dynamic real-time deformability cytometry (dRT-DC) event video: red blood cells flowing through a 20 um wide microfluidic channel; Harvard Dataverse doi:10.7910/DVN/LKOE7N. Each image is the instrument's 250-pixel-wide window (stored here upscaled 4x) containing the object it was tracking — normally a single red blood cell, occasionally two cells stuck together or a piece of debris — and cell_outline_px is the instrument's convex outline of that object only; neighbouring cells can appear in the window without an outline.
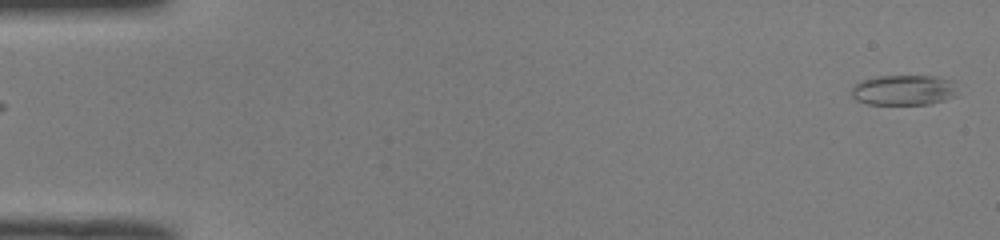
{"species": "common noctule bat (a hibernating species)", "species_latin": "Nyctalus noctula", "temperature_condition": "room temperature", "stored_images_in_passage": 51, "camera_frame_rate_fps": 3000, "um_per_image_px": 0.085, "animal": {"sex": "male", "body_mass_g": 19.0, "forearm_length_mm": 50.8}, "frame": {"image": 1, "passage_image": 1, "time_ms": 0.0, "image_size_px": [1000, 240], "cell_outline_px": [[956, 96], [932, 104], [868, 104], [856, 100], [852, 96], [852, 84], [860, 80], [876, 76], [936, 76], [952, 80]], "centroid_in_image_um": [76.77, 7.65], "position_along_channel_um": 8.2, "area_um2": 18.84}}
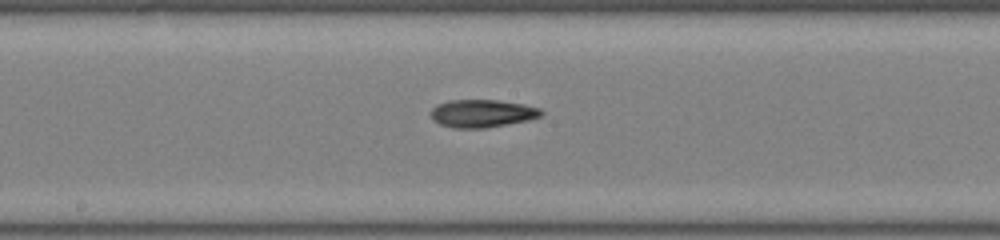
{"frame": {"image": 2, "passage_image": 27, "time_ms": 8.667, "image_size_px": [1000, 240], "cell_outline_px": [[544, 112], [540, 116], [528, 120], [484, 128], [452, 128], [440, 124], [432, 120], [432, 108], [436, 104], [448, 100], [496, 100], [524, 104], [540, 108]], "centroid_in_image_um": [40.96, 9.63], "position_along_channel_um": 207.2, "area_um2": 17.86}}
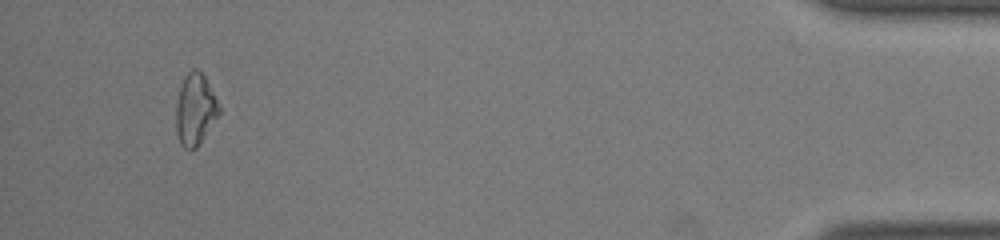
{"frame": {"image": 3, "passage_image": 48, "time_ms": 15.667, "image_size_px": [1000, 240], "cell_outline_px": [[220, 112], [196, 148], [184, 148], [180, 144], [176, 132], [176, 108], [180, 88], [184, 76], [192, 68], [196, 68], [204, 76], [220, 108]], "centroid_in_image_um": [16.56, 9.3], "position_along_channel_um": 418.6, "area_um2": 17.46}, "authors_computed_cell_mechanics": {"area_um2": 17.7446, "velocity_mm_per_s": 4.029, "shape_relaxation_time_tau1_ms": null, "shape_relaxation_time_tau2_ms": 2.7189, "deformation_change_tau1": null, "deformation_change_tau2": 0.1017}}